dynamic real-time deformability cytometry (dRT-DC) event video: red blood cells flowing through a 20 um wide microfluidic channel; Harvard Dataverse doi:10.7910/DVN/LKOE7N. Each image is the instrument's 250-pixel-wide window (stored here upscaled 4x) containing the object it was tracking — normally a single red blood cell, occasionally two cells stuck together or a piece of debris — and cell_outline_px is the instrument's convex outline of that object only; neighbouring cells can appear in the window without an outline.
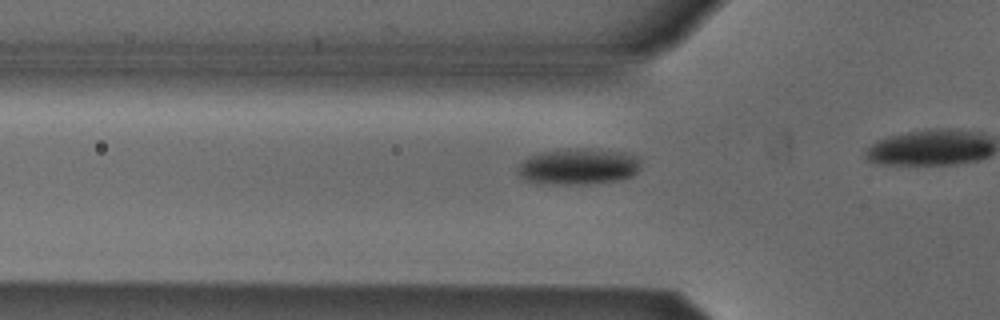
{"species": "Egyptian fruit bat (a non-hibernating species)", "species_latin": "Rousettus aegyptiacus", "temperature_condition": "cold", "stored_images_in_passage": 19, "camera_frame_rate_fps": 3000, "um_per_image_px": 0.085, "animal": {"sex": "male"}, "frame": {"image": 1, "passage_image": 14, "time_ms": 4.333, "image_size_px": [1000, 320], "cell_outline_px": [[640, 168], [632, 176], [620, 180], [584, 184], [552, 184], [524, 180], [516, 172], [516, 168], [528, 156], [540, 152], [576, 148], [588, 148], [624, 152], [636, 156], [640, 160]], "centroid_in_image_um": [49.15, 14.15], "position_along_channel_um": 76.6, "area_um2": 26.07}}
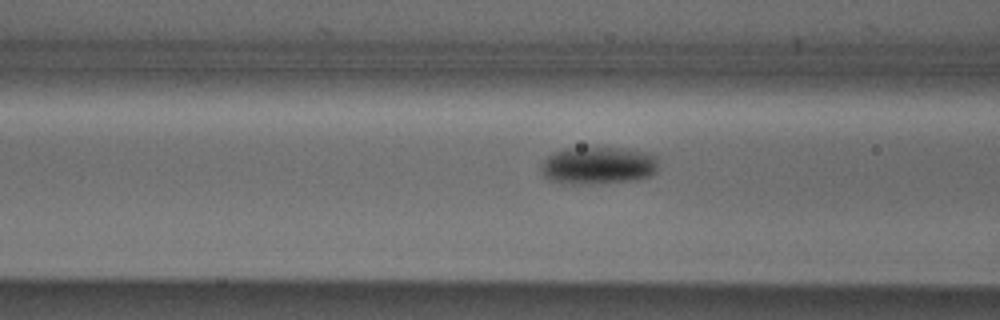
{"frame": {"image": 2, "passage_image": 17, "time_ms": 5.333, "image_size_px": [1000, 320], "cell_outline_px": [[656, 172], [648, 176], [636, 180], [596, 184], [560, 184], [544, 176], [540, 172], [540, 164], [552, 152], [564, 148], [628, 148], [648, 152], [656, 156]], "centroid_in_image_um": [50.8, 14.07], "position_along_channel_um": 115.8, "area_um2": 26.07}}